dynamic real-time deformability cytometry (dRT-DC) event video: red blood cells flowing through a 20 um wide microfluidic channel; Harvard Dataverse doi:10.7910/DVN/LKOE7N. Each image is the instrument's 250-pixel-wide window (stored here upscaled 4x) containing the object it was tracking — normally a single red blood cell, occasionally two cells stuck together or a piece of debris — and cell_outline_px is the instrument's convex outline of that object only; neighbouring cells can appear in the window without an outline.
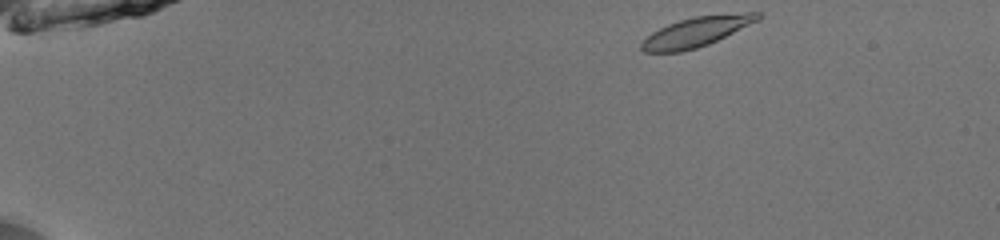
{"species": "common noctule bat (a hibernating species)", "species_latin": "Nyctalus noctula", "temperature_condition": "room temperature", "stored_images_in_passage": 42, "camera_frame_rate_fps": 3000, "um_per_image_px": 0.085, "animal": {"sex": "male", "body_mass_g": 13.0, "forearm_length_mm": 53.1}, "frame": {"image": 1, "passage_image": 1, "time_ms": 0.0, "image_size_px": [1000, 240], "cell_outline_px": [[764, 16], [760, 20], [708, 44], [696, 48], [680, 52], [644, 52], [640, 48], [640, 44], [652, 32], [668, 24], [692, 16], [744, 12], [760, 12]], "centroid_in_image_um": [59.24, 2.68], "position_along_channel_um": 25.8, "area_um2": 20.23}}
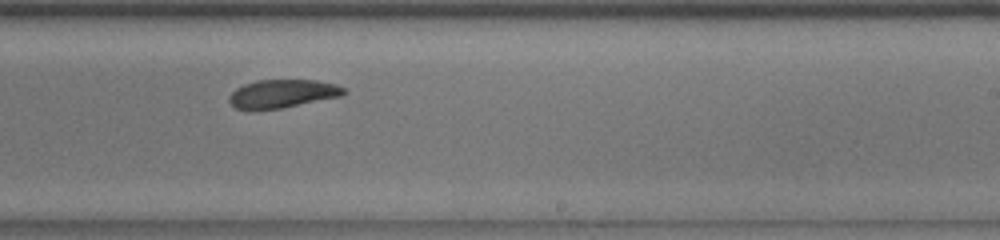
{"frame": {"image": 2, "passage_image": 27, "time_ms": 8.667, "image_size_px": [1000, 240], "cell_outline_px": [[348, 92], [344, 96], [280, 108], [236, 108], [228, 100], [228, 96], [236, 88], [244, 84], [256, 80], [316, 80], [336, 84], [344, 88]], "centroid_in_image_um": [24.07, 7.94], "position_along_channel_um": 264.9, "area_um2": 18.73}}
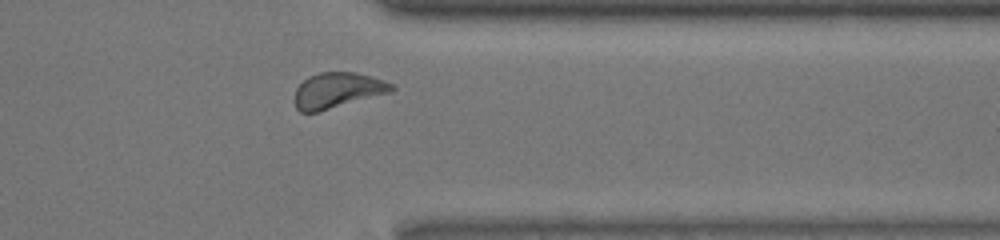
{"frame": {"image": 3, "passage_image": 36, "time_ms": 11.667, "image_size_px": [1000, 240], "cell_outline_px": [[396, 88], [392, 92], [316, 112], [300, 112], [296, 108], [296, 88], [308, 76], [320, 72], [356, 72], [384, 80], [396, 84]], "centroid_in_image_um": [28.74, 7.66], "position_along_channel_um": 382.7, "area_um2": 20.0}, "authors_computed_cell_mechanics": {"area_um2": 19.9988, "velocity_mm_per_s": 3.9565, "shape_relaxation_time_tau1_ms": 2.1573, "shape_relaxation_time_tau2_ms": 4.2647, "deformation_change_tau1": 0.0947, "deformation_change_tau2": 0.0995}}